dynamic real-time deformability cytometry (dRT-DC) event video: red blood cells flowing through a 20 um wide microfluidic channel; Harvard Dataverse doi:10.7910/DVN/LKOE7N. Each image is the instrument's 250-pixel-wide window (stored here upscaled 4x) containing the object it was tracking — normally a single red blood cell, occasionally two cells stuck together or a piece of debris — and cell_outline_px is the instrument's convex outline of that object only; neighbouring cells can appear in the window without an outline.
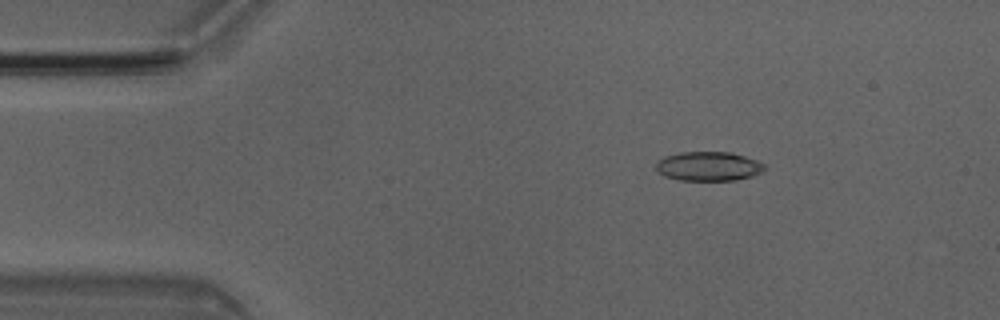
{"species": "Egyptian fruit bat (a non-hibernating species)", "species_latin": "Rousettus aegyptiacus", "temperature_condition": "room temperature", "stored_images_in_passage": 49, "camera_frame_rate_fps": 3000, "um_per_image_px": 0.085, "animal": {"sex": "male"}, "frame": {"image": 1, "passage_image": 7, "time_ms": 2.0, "image_size_px": [1000, 320], "cell_outline_px": [[768, 168], [752, 176], [736, 180], [680, 180], [664, 176], [656, 172], [656, 164], [664, 156], [680, 152], [728, 152], [744, 156], [756, 160], [764, 164]], "centroid_in_image_um": [60.21, 14.13], "position_along_channel_um": 24.8, "area_um2": 18.5}}
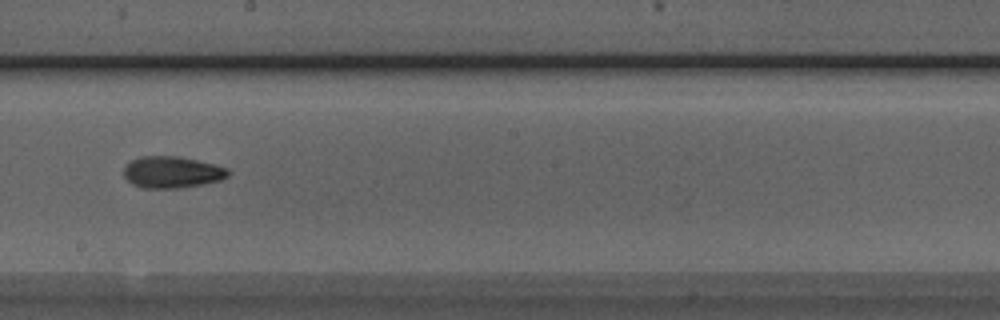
{"frame": {"image": 2, "passage_image": 27, "time_ms": 8.667, "image_size_px": [1000, 320], "cell_outline_px": [[232, 172], [228, 176], [220, 180], [180, 188], [140, 188], [132, 184], [124, 176], [124, 168], [132, 160], [140, 156], [180, 156], [216, 164], [228, 168]], "centroid_in_image_um": [14.64, 14.63], "position_along_channel_um": 233.6, "area_um2": 19.36}}
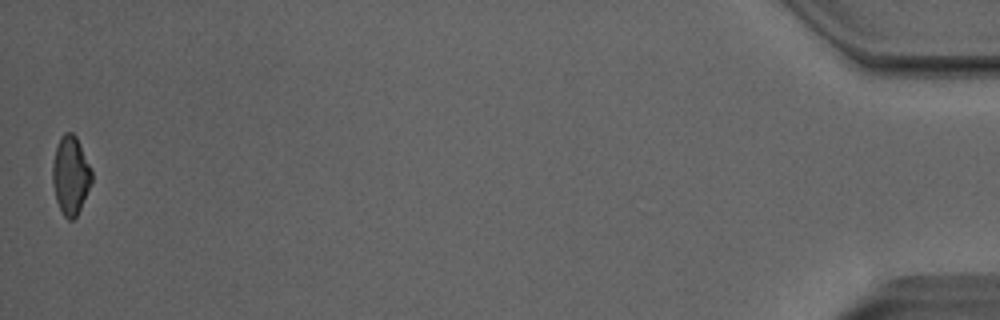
{"frame": {"image": 3, "passage_image": 49, "time_ms": 16.0, "image_size_px": [1000, 320], "cell_outline_px": [[92, 180], [80, 208], [76, 216], [72, 220], [68, 220], [64, 216], [56, 200], [52, 184], [52, 164], [56, 148], [60, 136], [64, 132], [72, 132], [76, 136], [92, 168]], "centroid_in_image_um": [5.99, 14.87], "position_along_channel_um": 429.2, "area_um2": 17.92}, "authors_computed_cell_mechanics": {"area_um2": 18.9006, "velocity_mm_per_s": 4.0788, "shape_relaxation_time_tau1_ms": 3.8433, "shape_relaxation_time_tau2_ms": 4.7636, "deformation_change_tau1": 0.1624, "deformation_change_tau2": 0.13}}